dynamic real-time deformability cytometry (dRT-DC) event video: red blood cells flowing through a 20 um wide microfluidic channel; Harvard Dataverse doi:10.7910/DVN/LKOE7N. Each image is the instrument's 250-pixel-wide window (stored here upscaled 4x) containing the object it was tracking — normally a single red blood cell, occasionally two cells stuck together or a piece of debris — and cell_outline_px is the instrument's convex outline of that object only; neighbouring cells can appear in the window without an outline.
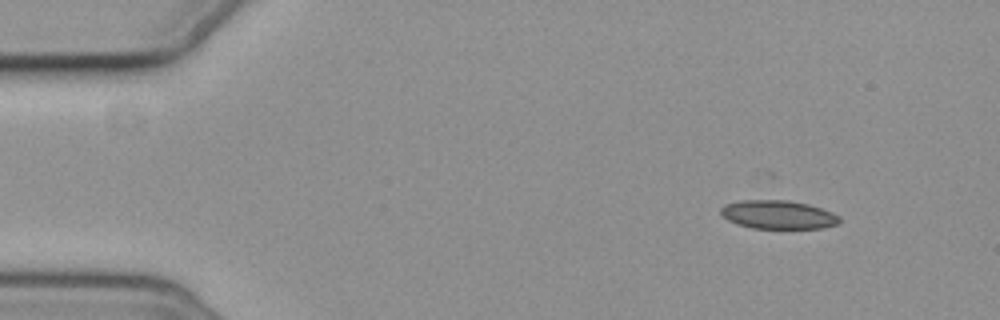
{"species": "common noctule bat (a hibernating species)", "species_latin": "Nyctalus noctula", "temperature_condition": "cold", "stored_images_in_passage": 4, "camera_frame_rate_fps": 3000, "um_per_image_px": 0.085, "animal": {"sex": "female", "body_mass_g": 19.3, "forearm_length_mm": 54.1}, "frame": {"image": 1, "passage_image": 1, "time_ms": 0.0, "image_size_px": [1000, 320], "cell_outline_px": [[840, 224], [824, 228], [752, 228], [736, 224], [728, 220], [720, 212], [720, 208], [724, 204], [740, 200], [788, 200], [808, 204], [832, 212], [840, 216]], "centroid_in_image_um": [66.15, 18.24], "position_along_channel_um": 18.9, "area_um2": 19.88}}
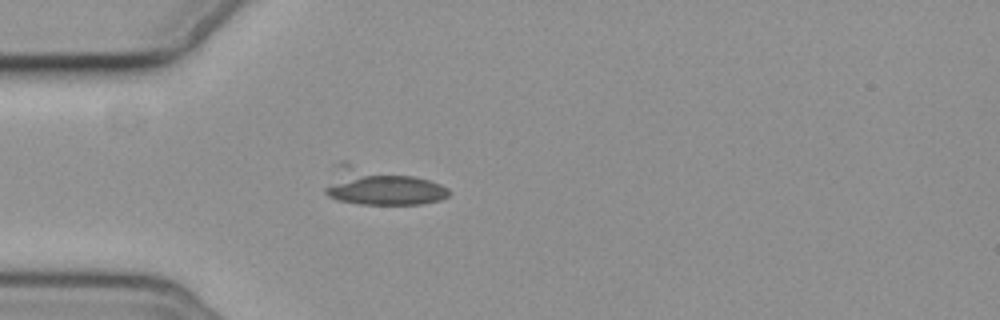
{"frame": {"image": 2, "passage_image": 4, "time_ms": 3.333, "image_size_px": [1000, 320], "cell_outline_px": [[452, 192], [448, 196], [440, 200], [424, 204], [360, 204], [336, 200], [328, 196], [324, 192], [324, 188], [340, 164], [344, 160], [412, 176], [428, 180], [440, 184], [448, 188]], "centroid_in_image_um": [32.39, 15.86], "position_along_channel_um": 52.6, "area_um2": 26.65}}